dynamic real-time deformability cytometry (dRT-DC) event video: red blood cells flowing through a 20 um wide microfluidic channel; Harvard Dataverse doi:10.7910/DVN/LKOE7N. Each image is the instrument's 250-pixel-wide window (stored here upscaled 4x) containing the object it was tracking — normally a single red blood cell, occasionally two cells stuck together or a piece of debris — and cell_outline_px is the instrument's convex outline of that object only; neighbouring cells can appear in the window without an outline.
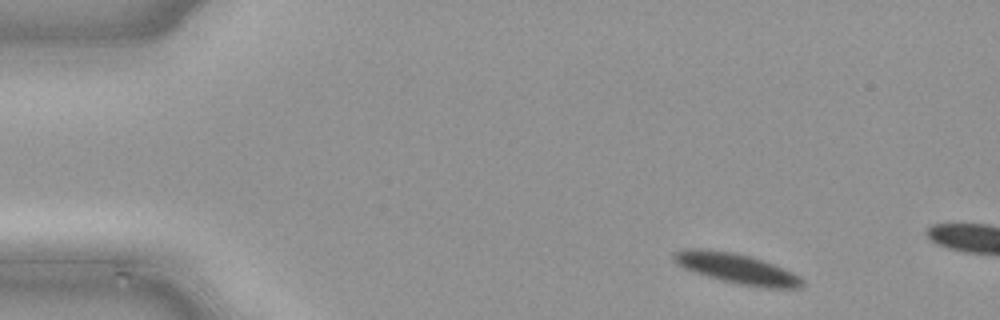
{"species": "common noctule bat (a hibernating species)", "species_latin": "Nyctalus noctula", "temperature_condition": "cold", "stored_images_in_passage": 6, "camera_frame_rate_fps": 3000, "um_per_image_px": 0.085, "animal": {"sex": "male", "body_mass_g": 21.5, "forearm_length_mm": 52.0}, "frame": {"image": 1, "passage_image": 1, "time_ms": 0.0, "image_size_px": [1000, 320], "cell_outline_px": [[804, 284], [800, 288], [764, 288], [740, 284], [708, 276], [684, 268], [676, 264], [672, 260], [672, 252], [688, 248], [700, 248], [736, 252], [752, 256], [784, 268], [800, 276], [804, 280]], "centroid_in_image_um": [62.62, 22.8], "position_along_channel_um": 22.4, "area_um2": 22.77}}